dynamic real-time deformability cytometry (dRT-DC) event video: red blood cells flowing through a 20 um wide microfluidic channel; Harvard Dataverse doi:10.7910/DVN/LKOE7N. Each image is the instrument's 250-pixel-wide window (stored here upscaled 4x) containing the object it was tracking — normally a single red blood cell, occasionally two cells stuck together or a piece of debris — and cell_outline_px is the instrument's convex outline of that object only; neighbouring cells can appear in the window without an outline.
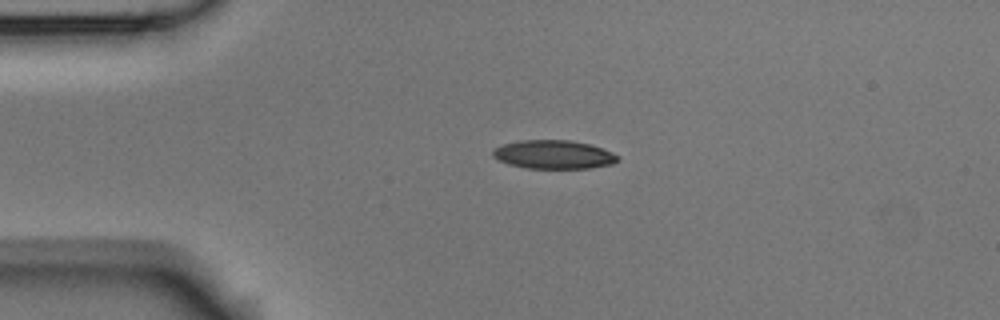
{"species": "Egyptian fruit bat (a non-hibernating species)", "species_latin": "Rousettus aegyptiacus", "temperature_condition": "room temperature", "stored_images_in_passage": 2, "camera_frame_rate_fps": 3000, "um_per_image_px": 0.085, "animal": {"sex": "male"}, "frame": {"image": 1, "passage_image": 1, "time_ms": 0.0, "image_size_px": [1000, 320], "cell_outline_px": [[620, 160], [612, 164], [588, 168], [528, 168], [508, 164], [492, 156], [492, 152], [500, 144], [520, 140], [572, 140], [588, 144], [612, 152], [620, 156]], "centroid_in_image_um": [47.06, 13.13], "position_along_channel_um": 37.9, "area_um2": 20.81}}